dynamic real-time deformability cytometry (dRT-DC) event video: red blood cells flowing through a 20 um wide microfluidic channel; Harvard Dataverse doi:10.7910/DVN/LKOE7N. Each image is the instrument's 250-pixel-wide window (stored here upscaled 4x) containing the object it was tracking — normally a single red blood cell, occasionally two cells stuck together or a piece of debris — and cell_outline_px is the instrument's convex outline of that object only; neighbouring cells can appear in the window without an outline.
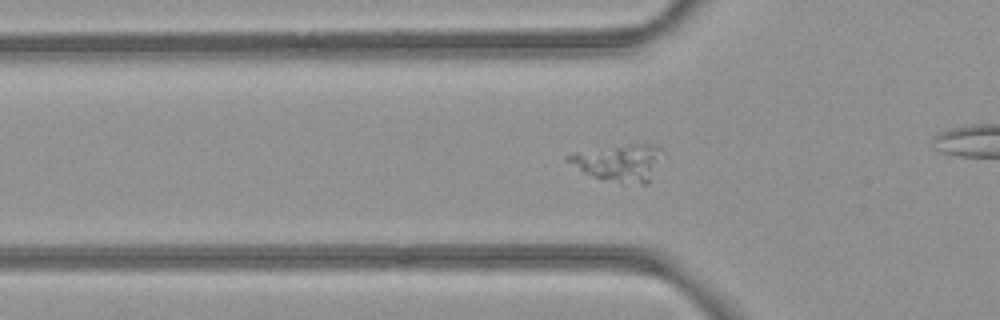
{"species": "common noctule bat (a hibernating species)", "species_latin": "Nyctalus noctula", "temperature_condition": "room temperature", "stored_images_in_passage": 46, "camera_frame_rate_fps": 3000, "um_per_image_px": 0.085, "animal": {"sex": "female", "body_mass_g": 21.9}, "frame": {"image": 1, "passage_image": 10, "time_ms": 3.0, "image_size_px": [1000, 320], "cell_outline_px": [[664, 152], [648, 184], [620, 184], [592, 176], [584, 172], [564, 160], [564, 156], [576, 152], [632, 144], [656, 144]], "centroid_in_image_um": [52.64, 13.85], "position_along_channel_um": 73.2, "area_um2": 20.35}}
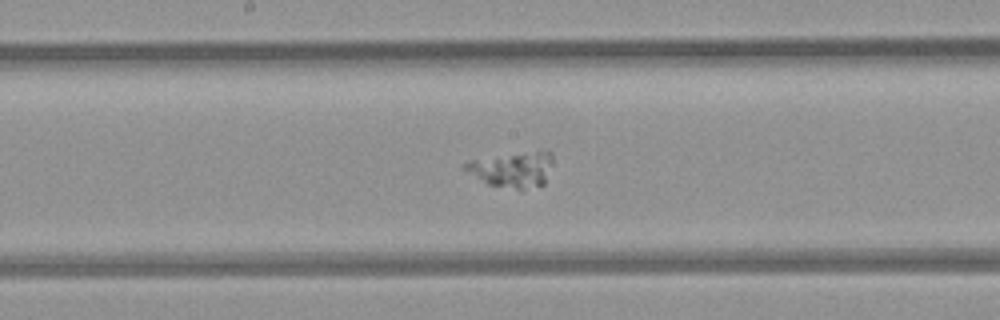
{"frame": {"image": 2, "passage_image": 20, "time_ms": 6.333, "image_size_px": [1000, 320], "cell_outline_px": [[552, 160], [544, 184], [520, 192], [488, 184], [464, 168], [464, 164], [472, 160], [524, 152], [552, 152]], "centroid_in_image_um": [43.6, 14.45], "position_along_channel_um": 204.6, "area_um2": 17.8}}
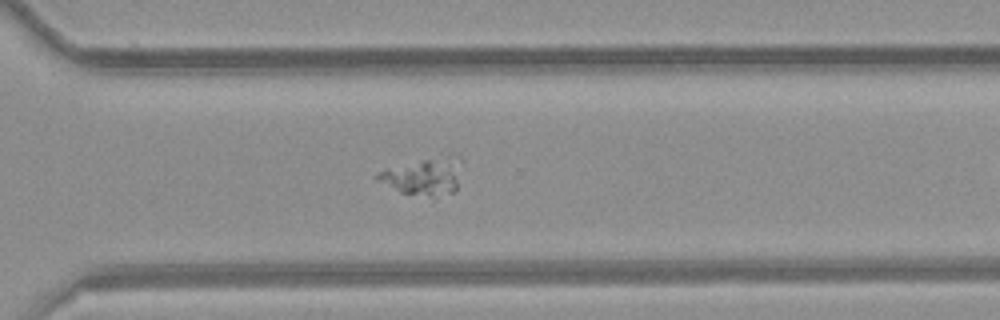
{"frame": {"image": 3, "passage_image": 30, "time_ms": 9.667, "image_size_px": [1000, 320], "cell_outline_px": [[456, 192], [400, 192], [376, 180], [372, 176], [376, 172], [384, 168], [420, 160], [428, 160], [452, 172], [456, 180]], "centroid_in_image_um": [35.5, 15.1], "position_along_channel_um": 335.1, "area_um2": 14.45}}